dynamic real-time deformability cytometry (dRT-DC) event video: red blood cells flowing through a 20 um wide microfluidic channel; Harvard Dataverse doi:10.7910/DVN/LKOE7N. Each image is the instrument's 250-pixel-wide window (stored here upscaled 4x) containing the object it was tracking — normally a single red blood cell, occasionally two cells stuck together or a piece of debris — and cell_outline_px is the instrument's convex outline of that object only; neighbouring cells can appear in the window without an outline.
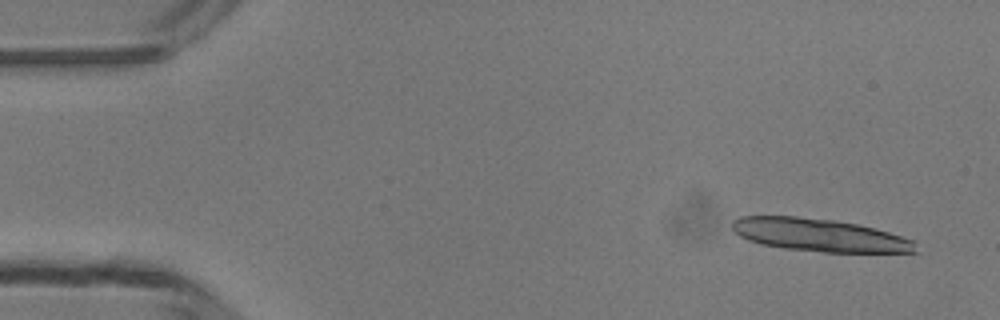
{"species": "common noctule bat (a hibernating species)", "species_latin": "Nyctalus noctula", "temperature_condition": "room temperature", "stored_images_in_passage": 11, "camera_frame_rate_fps": 3000, "um_per_image_px": 0.085, "animal": {"sex": "male", "body_mass_g": 13.3}, "frame": {"image": 1, "passage_image": 1, "time_ms": 0.0, "image_size_px": [1000, 320], "cell_outline_px": [[916, 252], [824, 252], [784, 248], [760, 244], [748, 240], [740, 236], [732, 228], [732, 220], [740, 216], [796, 216], [836, 220], [856, 224], [888, 232], [912, 240]], "centroid_in_image_um": [69.57, 19.97], "position_along_channel_um": 15.4, "area_um2": 34.74}}